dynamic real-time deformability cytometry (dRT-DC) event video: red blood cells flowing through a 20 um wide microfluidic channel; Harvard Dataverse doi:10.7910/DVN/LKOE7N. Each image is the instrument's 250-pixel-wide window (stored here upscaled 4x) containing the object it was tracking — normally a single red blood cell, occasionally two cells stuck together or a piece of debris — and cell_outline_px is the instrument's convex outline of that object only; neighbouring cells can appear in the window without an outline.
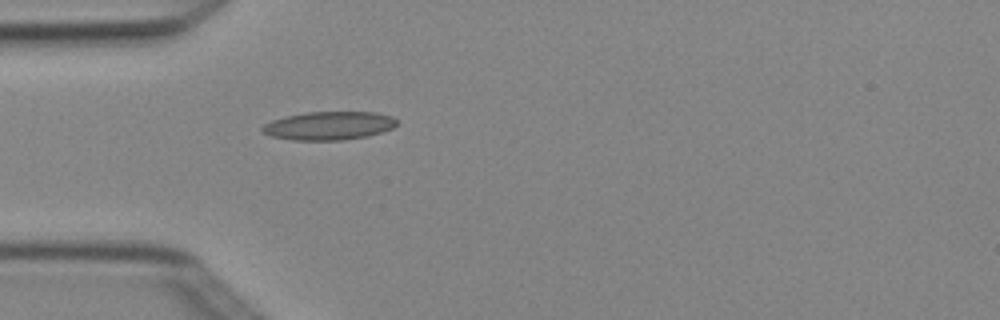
{"species": "Egyptian fruit bat (a non-hibernating species)", "species_latin": "Rousettus aegyptiacus", "temperature_condition": "cold", "stored_images_in_passage": 1, "camera_frame_rate_fps": 3000, "um_per_image_px": 0.085, "animal": {"sex": "female"}, "frame": {"image": 1, "passage_image": 1, "time_ms": 0.0, "image_size_px": [1000, 320], "cell_outline_px": [[396, 124], [392, 128], [368, 136], [340, 140], [292, 140], [272, 136], [264, 132], [260, 128], [264, 124], [272, 120], [284, 116], [308, 112], [376, 112], [392, 116], [396, 120]], "centroid_in_image_um": [27.94, 10.68], "position_along_channel_um": 57.1, "area_um2": 22.14}}